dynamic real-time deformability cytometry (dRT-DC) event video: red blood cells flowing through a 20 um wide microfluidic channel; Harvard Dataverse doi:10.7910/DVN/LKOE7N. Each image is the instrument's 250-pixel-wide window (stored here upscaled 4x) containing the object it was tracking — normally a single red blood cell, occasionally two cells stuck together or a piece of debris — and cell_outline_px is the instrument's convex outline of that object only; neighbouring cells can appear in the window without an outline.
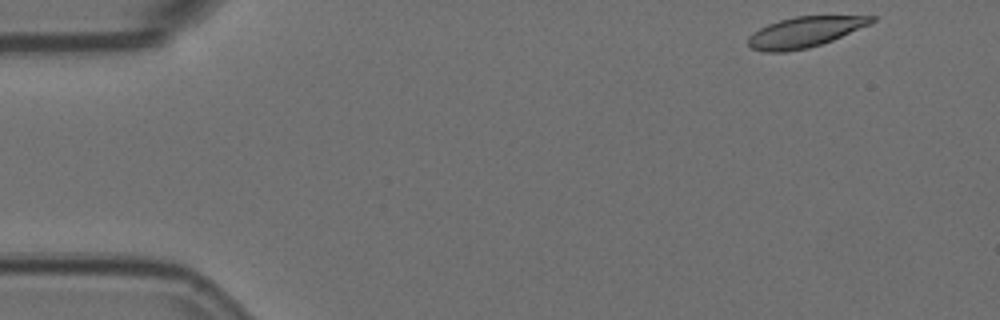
{"species": "Egyptian fruit bat (a non-hibernating species)", "species_latin": "Rousettus aegyptiacus", "temperature_condition": "room temperature", "stored_images_in_passage": 53, "camera_frame_rate_fps": 3000, "um_per_image_px": 0.085, "animal": {"sex": "female"}, "frame": {"image": 1, "passage_image": 1, "time_ms": 0.0, "image_size_px": [1000, 320], "cell_outline_px": [[876, 20], [868, 24], [832, 40], [808, 48], [784, 52], [764, 52], [752, 48], [748, 44], [748, 36], [760, 28], [768, 24], [780, 20], [796, 16], [876, 16]], "centroid_in_image_um": [68.36, 2.73], "position_along_channel_um": 16.6, "area_um2": 21.56}}
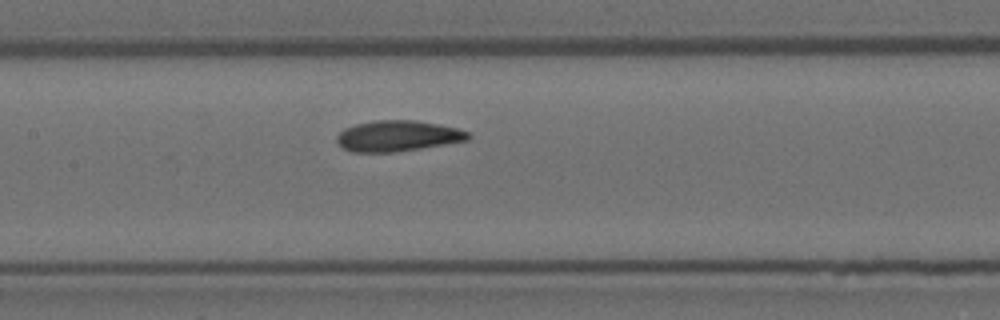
{"frame": {"image": 2, "passage_image": 23, "time_ms": 7.333, "image_size_px": [1000, 320], "cell_outline_px": [[472, 136], [468, 140], [396, 152], [352, 152], [344, 148], [336, 140], [336, 136], [344, 128], [356, 124], [376, 120], [416, 120], [456, 128], [468, 132]], "centroid_in_image_um": [33.79, 11.55], "position_along_channel_um": 173.6, "area_um2": 23.41}}
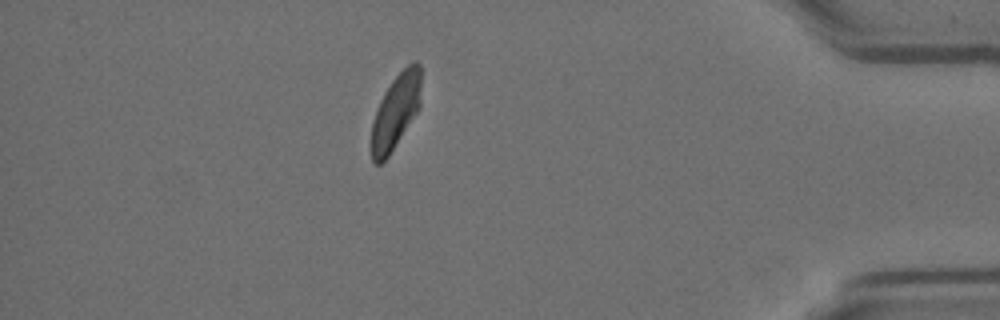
{"frame": {"image": 3, "passage_image": 46, "time_ms": 15.0, "image_size_px": [1000, 320], "cell_outline_px": [[420, 108], [388, 156], [380, 164], [376, 164], [372, 160], [372, 120], [380, 100], [384, 92], [392, 80], [412, 60], [416, 60], [420, 64]], "centroid_in_image_um": [33.64, 9.44], "position_along_channel_um": 401.6, "area_um2": 21.44}, "authors_computed_cell_mechanics": {"area_um2": 23.12, "velocity_mm_per_s": 3.5481, "shape_relaxation_time_tau1_ms": 5.847, "shape_relaxation_time_tau2_ms": 2.764, "deformation_change_tau1": 0.1434, "deformation_change_tau2": 0.0628}}